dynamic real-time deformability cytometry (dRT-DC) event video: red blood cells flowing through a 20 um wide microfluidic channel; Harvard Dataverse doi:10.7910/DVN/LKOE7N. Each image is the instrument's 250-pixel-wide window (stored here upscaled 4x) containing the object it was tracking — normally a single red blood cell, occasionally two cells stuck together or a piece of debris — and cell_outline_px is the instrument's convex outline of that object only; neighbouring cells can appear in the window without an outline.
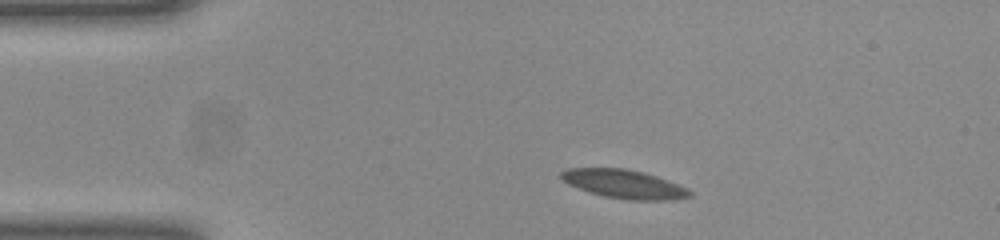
{"species": "common noctule bat (a hibernating species)", "species_latin": "Nyctalus noctula", "temperature_condition": "room temperature", "stored_images_in_passage": 28, "camera_frame_rate_fps": 3000, "um_per_image_px": 0.085, "animal": {"sex": "female", "body_mass_g": 23.0, "forearm_length_mm": 53.4}, "frame": {"image": 1, "passage_image": 1, "time_ms": 0.0, "image_size_px": [1000, 240], "cell_outline_px": [[692, 196], [664, 200], [628, 200], [604, 196], [568, 184], [560, 176], [560, 172], [568, 168], [624, 168], [656, 176], [676, 184], [692, 192]], "centroid_in_image_um": [53.01, 15.64], "position_along_channel_um": 32.0, "area_um2": 20.92}}
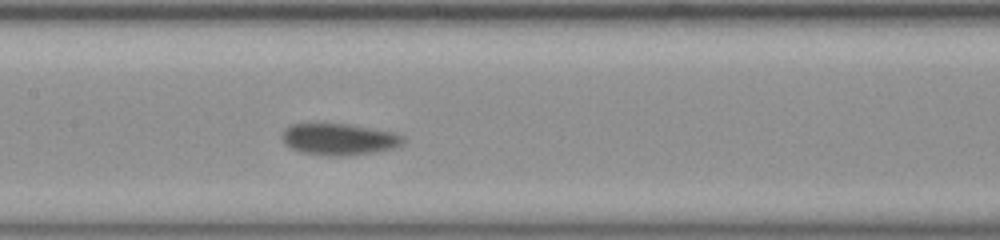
{"frame": {"image": 2, "passage_image": 16, "time_ms": 5.0, "image_size_px": [1000, 240], "cell_outline_px": [[404, 144], [396, 148], [372, 152], [340, 156], [328, 156], [304, 152], [292, 148], [280, 136], [284, 128], [288, 124], [352, 124], [396, 132], [404, 136]], "centroid_in_image_um": [28.87, 11.82], "position_along_channel_um": 178.5, "area_um2": 22.37}}
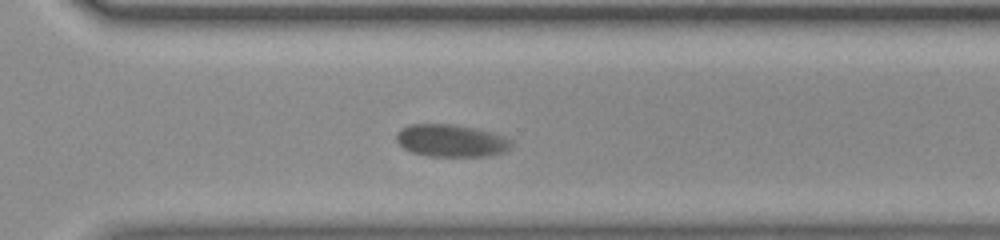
{"frame": {"image": 3, "passage_image": 28, "time_ms": 9.0, "image_size_px": [1000, 240], "cell_outline_px": [[512, 144], [504, 152], [488, 156], [428, 156], [412, 152], [404, 148], [396, 140], [396, 132], [400, 128], [412, 124], [452, 124], [472, 128], [504, 136], [512, 140]], "centroid_in_image_um": [38.31, 11.96], "position_along_channel_um": 332.3, "area_um2": 21.56}}